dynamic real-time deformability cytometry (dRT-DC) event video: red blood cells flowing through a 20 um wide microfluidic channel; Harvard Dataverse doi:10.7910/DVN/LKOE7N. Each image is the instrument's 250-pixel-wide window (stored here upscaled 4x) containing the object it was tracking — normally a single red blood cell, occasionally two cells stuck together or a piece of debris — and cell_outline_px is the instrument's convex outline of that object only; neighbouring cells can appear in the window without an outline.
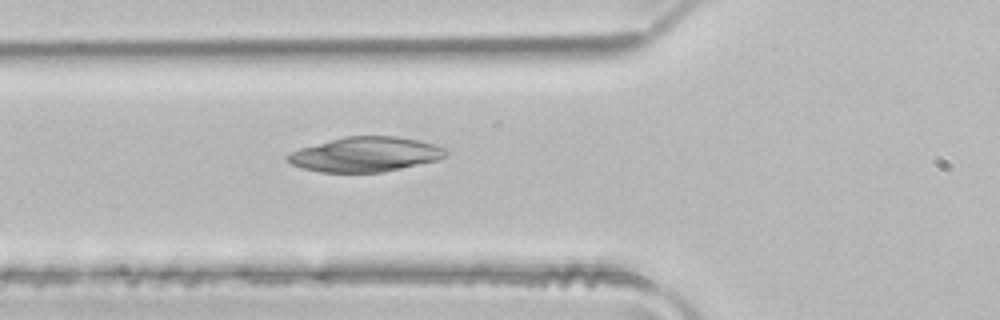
{"species": "common noctule bat (a hibernating species)", "species_latin": "Nyctalus noctula", "temperature_condition": "room temperature", "stored_images_in_passage": 6, "camera_frame_rate_fps": 3000, "um_per_image_px": 0.085, "animal": {"sex": "male", "body_mass_g": 21.5, "forearm_length_mm": 52.0}, "frame": {"image": 1, "passage_image": 6, "time_ms": 1.667, "image_size_px": [1000, 320], "cell_outline_px": [[448, 156], [436, 160], [384, 172], [320, 172], [304, 168], [292, 164], [284, 156], [300, 148], [344, 136], [396, 136], [420, 140], [436, 144], [444, 148], [448, 152]], "centroid_in_image_um": [31.09, 13.11], "position_along_channel_um": 94.7, "area_um2": 31.96}}